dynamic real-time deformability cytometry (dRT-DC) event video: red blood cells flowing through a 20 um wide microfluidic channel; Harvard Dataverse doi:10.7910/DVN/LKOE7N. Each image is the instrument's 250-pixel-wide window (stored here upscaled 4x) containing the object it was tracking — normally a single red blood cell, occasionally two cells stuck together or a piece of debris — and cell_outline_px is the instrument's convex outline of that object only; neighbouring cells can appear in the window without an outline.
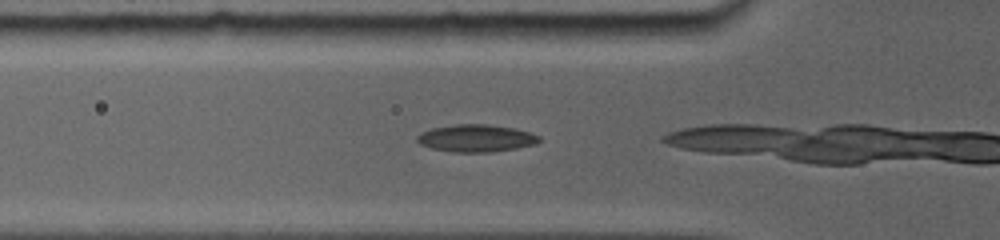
{"species": "common noctule bat (a hibernating species)", "species_latin": "Nyctalus noctula", "temperature_condition": "room temperature", "stored_images_in_passage": 12, "camera_frame_rate_fps": 5000, "um_per_image_px": 0.085, "animal": {"sex": "female", "body_mass_g": 19.0, "forearm_length_mm": 56.7}, "frame": {"image": 1, "passage_image": 3, "time_ms": 0.6, "image_size_px": [1000, 240], "cell_outline_px": [[540, 140], [536, 144], [516, 148], [492, 152], [452, 152], [432, 148], [420, 144], [416, 140], [416, 136], [420, 132], [432, 128], [456, 124], [488, 124], [516, 128], [540, 136]], "centroid_in_image_um": [40.46, 11.74], "position_along_channel_um": 85.3, "area_um2": 19.54}}
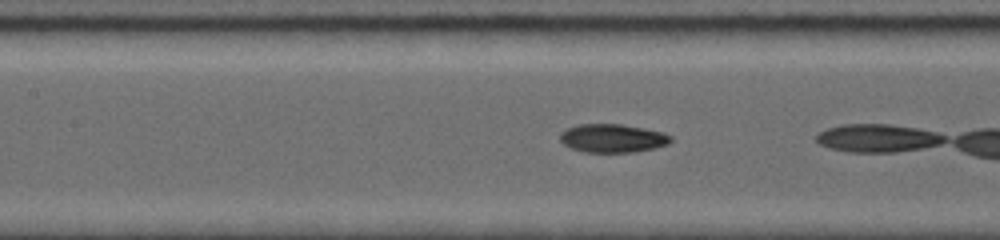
{"frame": {"image": 2, "passage_image": 7, "time_ms": 2.4, "image_size_px": [1000, 240], "cell_outline_px": [[672, 140], [668, 144], [656, 148], [632, 152], [584, 152], [572, 148], [564, 144], [560, 140], [560, 132], [576, 124], [620, 124], [644, 128], [664, 132], [672, 136]], "centroid_in_image_um": [52.09, 11.74], "position_along_channel_um": 155.3, "area_um2": 18.44}}